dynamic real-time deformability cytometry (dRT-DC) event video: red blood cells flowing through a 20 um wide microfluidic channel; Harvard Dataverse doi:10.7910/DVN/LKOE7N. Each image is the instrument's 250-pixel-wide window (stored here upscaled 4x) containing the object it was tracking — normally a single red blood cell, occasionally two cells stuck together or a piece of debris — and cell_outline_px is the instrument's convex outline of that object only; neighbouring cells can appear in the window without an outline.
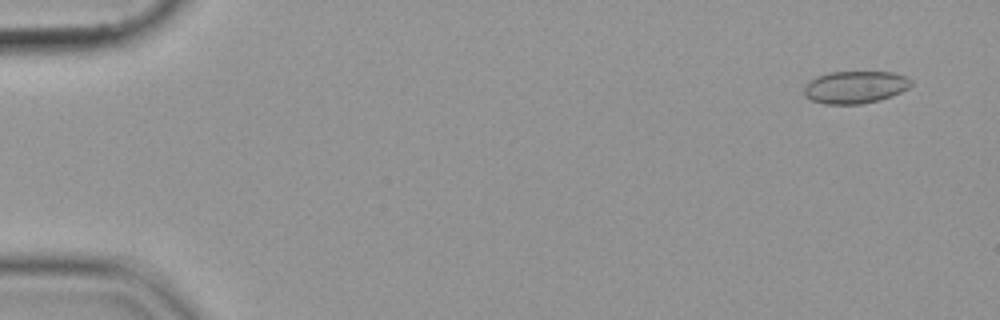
{"species": "common noctule bat (a hibernating species)", "species_latin": "Nyctalus noctula", "temperature_condition": "cold", "stored_images_in_passage": 55, "camera_frame_rate_fps": 3000, "um_per_image_px": 0.085, "animal": {"sex": "female", "body_mass_g": 19.9}, "frame": {"image": 1, "passage_image": 4, "time_ms": 1.0, "image_size_px": [1000, 320], "cell_outline_px": [[912, 84], [908, 88], [892, 96], [880, 100], [860, 104], [824, 104], [812, 100], [804, 96], [804, 88], [808, 80], [816, 76], [828, 72], [892, 72], [904, 76], [912, 80]], "centroid_in_image_um": [72.66, 7.41], "position_along_channel_um": 12.3, "area_um2": 20.35}}
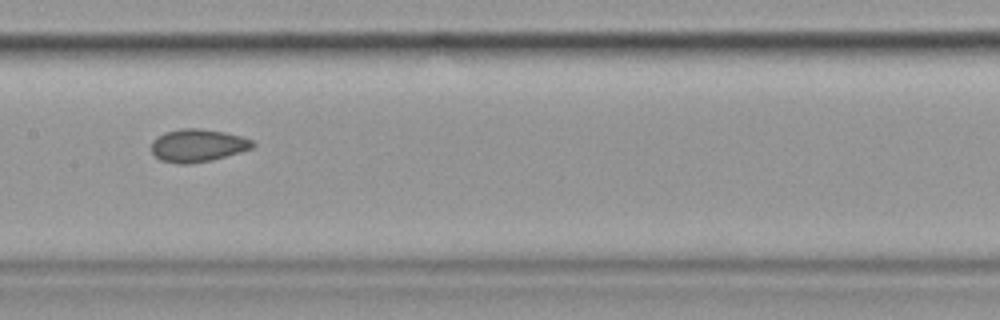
{"frame": {"image": 2, "passage_image": 29, "time_ms": 9.333, "image_size_px": [1000, 320], "cell_outline_px": [[256, 144], [252, 148], [240, 152], [212, 160], [188, 164], [180, 164], [160, 160], [152, 152], [152, 140], [156, 136], [164, 132], [180, 128], [196, 128], [224, 132], [244, 136], [252, 140]], "centroid_in_image_um": [16.8, 12.35], "position_along_channel_um": 190.6, "area_um2": 19.48}}
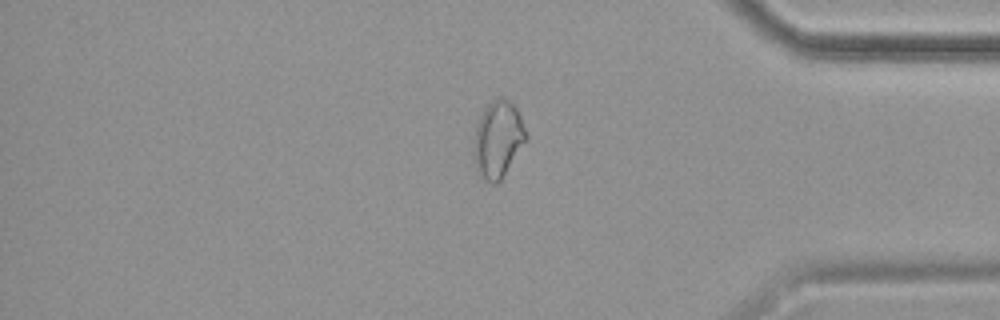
{"frame": {"image": 3, "passage_image": 47, "time_ms": 15.333, "image_size_px": [1000, 320], "cell_outline_px": [[528, 140], [500, 180], [496, 184], [492, 184], [480, 176], [476, 168], [472, 156], [472, 144], [476, 124], [484, 108], [492, 100], [500, 96], [504, 96], [516, 108], [520, 116], [528, 136]], "centroid_in_image_um": [42.3, 11.84], "position_along_channel_um": 392.9, "area_um2": 23.81}}